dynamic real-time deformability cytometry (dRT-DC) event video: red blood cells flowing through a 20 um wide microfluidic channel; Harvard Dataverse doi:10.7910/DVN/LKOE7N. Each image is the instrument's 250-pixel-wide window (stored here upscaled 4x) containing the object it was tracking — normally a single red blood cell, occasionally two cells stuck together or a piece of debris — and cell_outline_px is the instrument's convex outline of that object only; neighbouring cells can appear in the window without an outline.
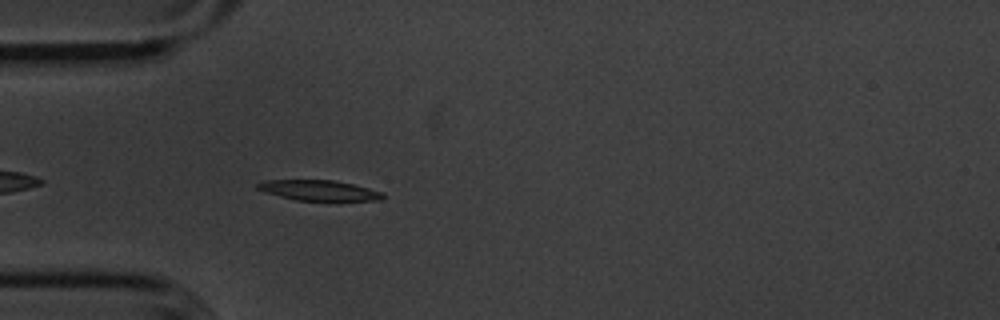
{"species": "common noctule bat (a hibernating species)", "species_latin": "Nyctalus noctula", "temperature_condition": "cold", "stored_images_in_passage": 43, "camera_frame_rate_fps": 3000, "um_per_image_px": 0.085, "animal": {"sex": "male", "body_mass_g": 20.1, "forearm_length_mm": 53.5}, "frame": {"image": 1, "passage_image": 4, "time_ms": 1.0, "image_size_px": [1000, 320], "cell_outline_px": [[384, 196], [380, 200], [296, 200], [264, 192], [256, 188], [256, 184], [264, 180], [332, 180], [352, 184], [384, 192]], "centroid_in_image_um": [27.08, 16.17], "position_along_channel_um": 57.9, "area_um2": 14.68}}
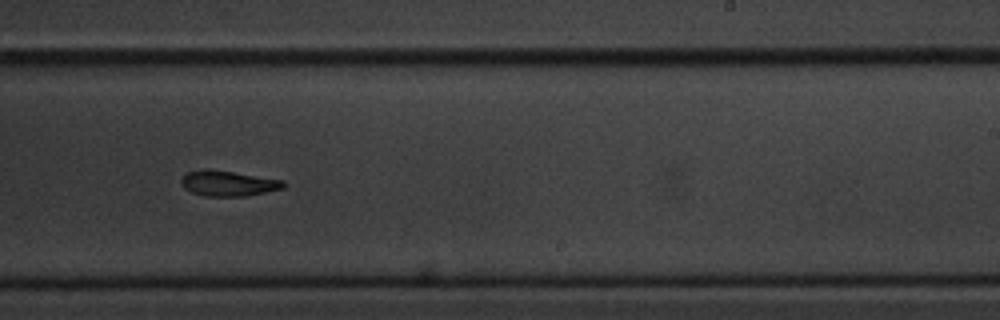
{"frame": {"image": 2, "passage_image": 22, "time_ms": 7.0, "image_size_px": [1000, 320], "cell_outline_px": [[284, 188], [244, 196], [204, 196], [192, 192], [184, 188], [180, 184], [180, 180], [188, 172], [200, 168], [208, 168], [284, 180]], "centroid_in_image_um": [19.34, 15.57], "position_along_channel_um": 269.7, "area_um2": 15.14}}
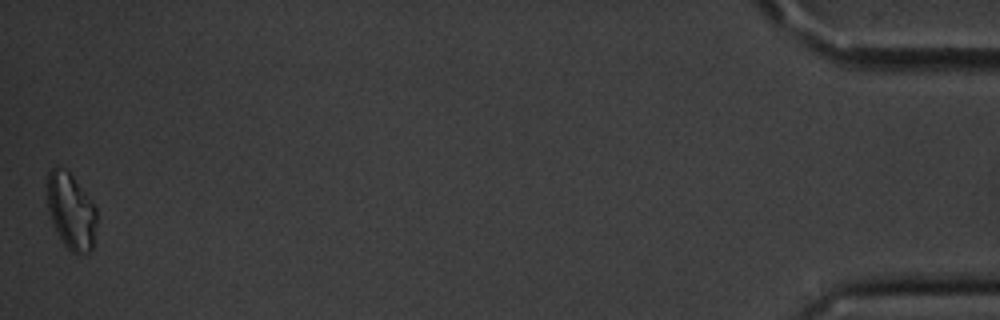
{"frame": {"image": 3, "passage_image": 43, "time_ms": 14.0, "image_size_px": [1000, 320], "cell_outline_px": [[96, 224], [92, 248], [88, 252], [76, 256], [64, 244], [52, 220], [48, 208], [48, 172], [52, 168], [64, 168], [72, 176], [96, 208]], "centroid_in_image_um": [6.05, 17.99], "position_along_channel_um": 429.1, "area_um2": 21.33}, "authors_computed_cell_mechanics": {"area_um2": 15.9528, "velocity_mm_per_s": 3.5894, "shape_relaxation_time_tau1_ms": 2.0665, "shape_relaxation_time_tau2_ms": null, "deformation_change_tau1": 0.1267, "deformation_change_tau2": null}}